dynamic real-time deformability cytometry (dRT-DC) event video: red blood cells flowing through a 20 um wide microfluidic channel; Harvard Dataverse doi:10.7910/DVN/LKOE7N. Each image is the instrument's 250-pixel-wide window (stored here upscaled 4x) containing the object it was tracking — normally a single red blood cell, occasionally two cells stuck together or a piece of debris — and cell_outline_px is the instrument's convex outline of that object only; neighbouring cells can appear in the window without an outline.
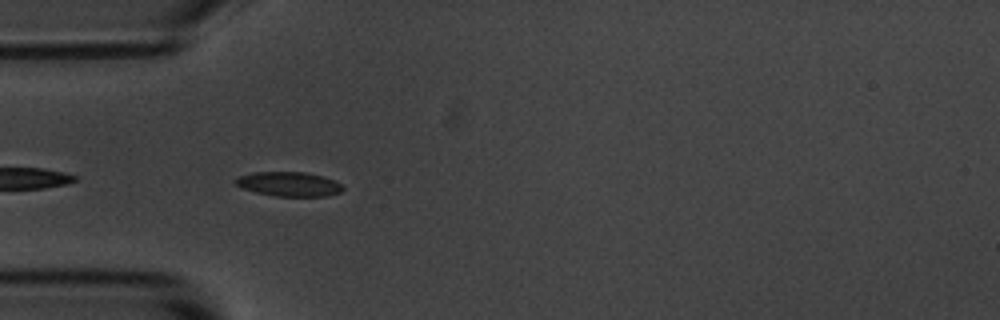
{"species": "common noctule bat (a hibernating species)", "species_latin": "Nyctalus noctula", "temperature_condition": "room temperature", "stored_images_in_passage": 6, "camera_frame_rate_fps": 3000, "um_per_image_px": 0.085, "animal": {"sex": "male", "body_mass_g": 20.1, "forearm_length_mm": 53.5}, "frame": {"image": 1, "passage_image": 5, "time_ms": 4.667, "image_size_px": [1000, 320], "cell_outline_px": [[344, 188], [340, 192], [328, 196], [272, 196], [256, 192], [244, 188], [236, 184], [236, 180], [240, 176], [252, 172], [304, 172], [324, 176], [336, 180]], "centroid_in_image_um": [24.61, 15.64], "position_along_channel_um": 60.4, "area_um2": 15.2}}